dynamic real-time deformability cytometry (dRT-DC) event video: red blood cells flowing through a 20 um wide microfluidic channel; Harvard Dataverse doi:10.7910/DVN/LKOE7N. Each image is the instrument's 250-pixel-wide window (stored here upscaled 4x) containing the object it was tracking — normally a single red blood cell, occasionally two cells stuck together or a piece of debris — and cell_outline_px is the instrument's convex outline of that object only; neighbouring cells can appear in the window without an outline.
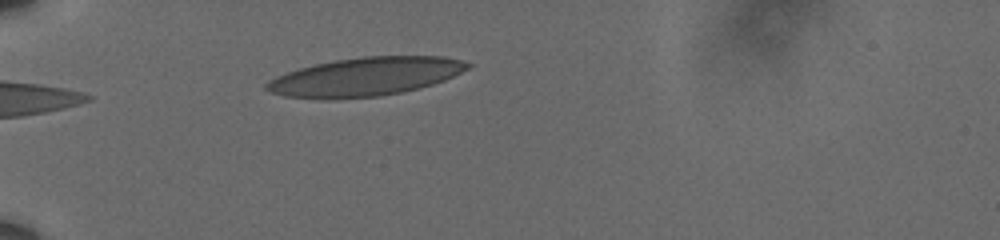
{"species": "human", "species_latin": "Homo sapiens", "temperature_condition": "cold", "stored_images_in_passage": 3, "camera_frame_rate_fps": 3000, "um_per_image_px": 0.085, "donor": {"sex": "male"}, "frame": {"image": 1, "passage_image": 1, "time_ms": 0.0, "image_size_px": [1000, 240], "cell_outline_px": [[472, 64], [468, 68], [444, 80], [432, 84], [400, 92], [380, 96], [328, 100], [324, 100], [284, 96], [272, 92], [264, 88], [264, 84], [268, 80], [276, 76], [300, 68], [316, 64], [336, 60], [364, 56], [444, 56], [460, 60]], "centroid_in_image_um": [31.0, 6.53], "position_along_channel_um": 54.0, "area_um2": 45.03}}
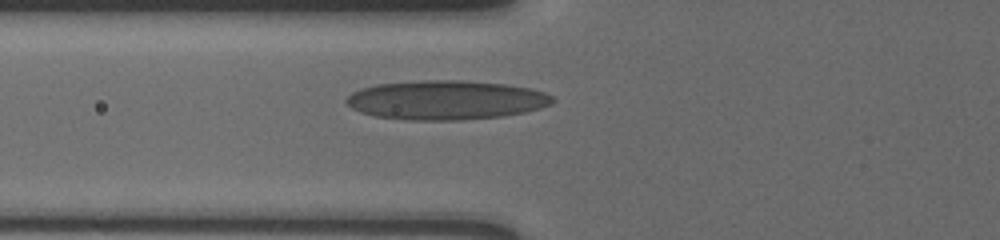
{"frame": {"image": 2, "passage_image": 3, "time_ms": 0.667, "image_size_px": [1000, 240], "cell_outline_px": [[556, 100], [552, 104], [540, 108], [524, 112], [500, 116], [460, 120], [408, 120], [376, 116], [360, 112], [352, 108], [344, 100], [352, 92], [360, 88], [376, 84], [424, 80], [460, 80], [508, 84], [528, 88], [544, 92], [552, 96]], "centroid_in_image_um": [37.9, 8.5], "position_along_channel_um": 87.9, "area_um2": 47.16}}